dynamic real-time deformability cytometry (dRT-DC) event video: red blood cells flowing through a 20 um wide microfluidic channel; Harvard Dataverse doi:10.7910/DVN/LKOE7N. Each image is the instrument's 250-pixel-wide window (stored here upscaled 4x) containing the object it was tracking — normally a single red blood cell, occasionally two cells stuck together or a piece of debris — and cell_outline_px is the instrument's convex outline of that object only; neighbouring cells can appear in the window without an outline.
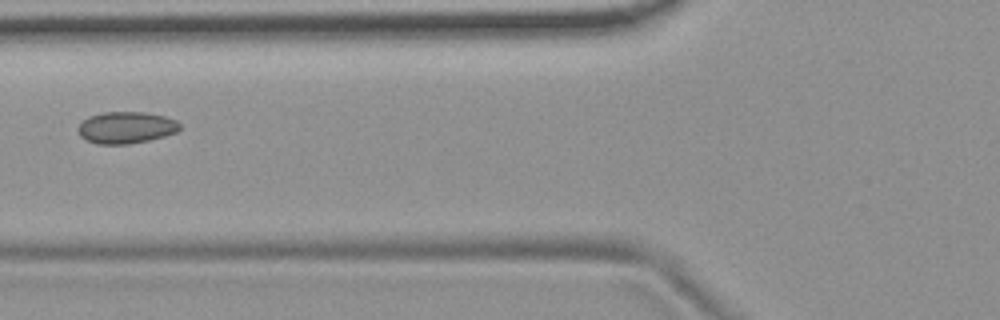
{"species": "common noctule bat (a hibernating species)", "species_latin": "Nyctalus noctula", "temperature_condition": "room temperature", "stored_images_in_passage": 7, "camera_frame_rate_fps": 3000, "um_per_image_px": 0.085, "animal": {"sex": "female", "body_mass_g": 19.9}, "frame": {"image": 1, "passage_image": 7, "time_ms": 6.667, "image_size_px": [1000, 320], "cell_outline_px": [[180, 128], [176, 132], [164, 136], [148, 140], [128, 144], [96, 144], [80, 136], [76, 128], [88, 116], [104, 112], [144, 112], [164, 116], [176, 120], [180, 124]], "centroid_in_image_um": [10.7, 10.84], "position_along_channel_um": 115.1, "area_um2": 18.79}}